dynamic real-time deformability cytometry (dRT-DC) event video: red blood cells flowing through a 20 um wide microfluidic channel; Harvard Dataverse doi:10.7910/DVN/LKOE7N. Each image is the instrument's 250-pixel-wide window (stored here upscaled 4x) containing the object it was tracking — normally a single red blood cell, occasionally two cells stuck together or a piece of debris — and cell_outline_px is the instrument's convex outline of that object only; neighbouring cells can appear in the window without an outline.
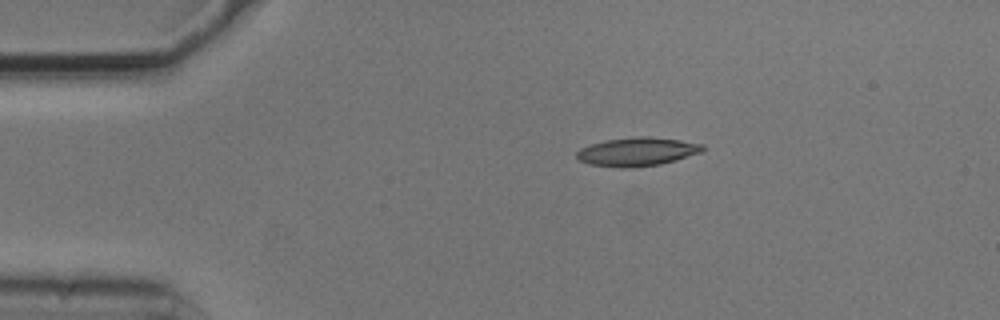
{"species": "common noctule bat (a hibernating species)", "species_latin": "Nyctalus noctula", "temperature_condition": "cold", "stored_images_in_passage": 6, "camera_frame_rate_fps": 3000, "um_per_image_px": 0.085, "animal": {"sex": "male", "body_mass_g": 20.5, "forearm_length_mm": 52.5}, "frame": {"image": 1, "passage_image": 2, "time_ms": 0.333, "image_size_px": [1000, 320], "cell_outline_px": [[704, 152], [676, 160], [660, 164], [632, 168], [620, 168], [592, 164], [576, 160], [576, 152], [580, 148], [604, 140], [632, 136], [648, 136], [680, 140], [704, 144]], "centroid_in_image_um": [54.17, 12.89], "position_along_channel_um": 30.8, "area_um2": 21.27}}
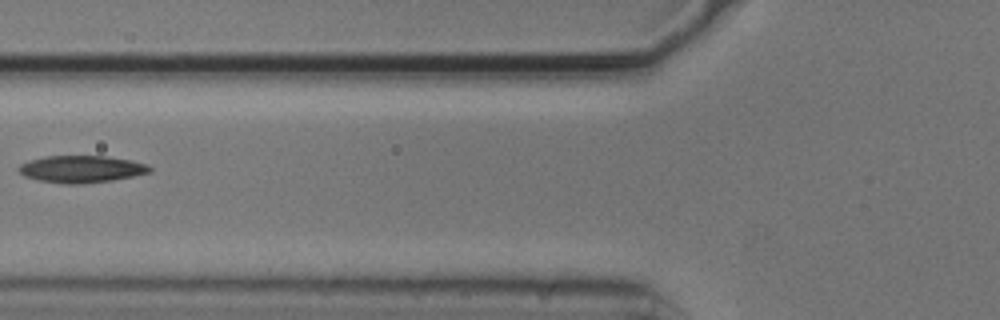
{"frame": {"image": 2, "passage_image": 5, "time_ms": 1.333, "image_size_px": [1000, 320], "cell_outline_px": [[152, 172], [112, 180], [84, 184], [64, 184], [36, 180], [24, 176], [16, 168], [20, 164], [44, 156], [108, 156], [148, 164], [152, 168]], "centroid_in_image_um": [6.91, 14.38], "position_along_channel_um": 118.9, "area_um2": 20.75}}
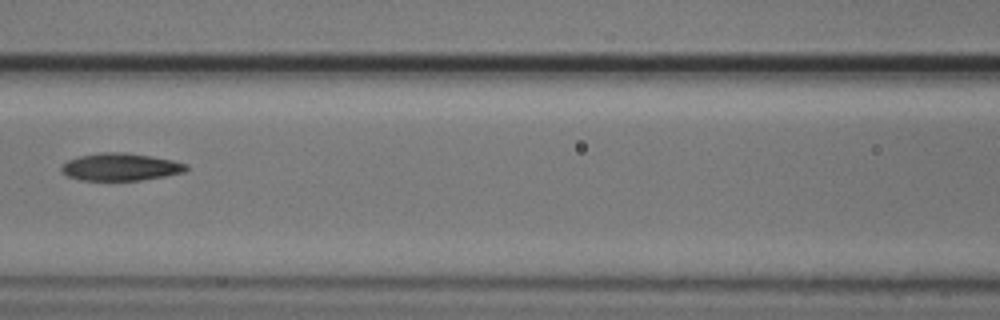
{"frame": {"image": 3, "passage_image": 6, "time_ms": 1.667, "image_size_px": [1000, 320], "cell_outline_px": [[188, 168], [184, 172], [164, 176], [140, 180], [80, 180], [68, 176], [60, 168], [68, 160], [80, 156], [100, 152], [124, 152], [172, 160], [188, 164]], "centroid_in_image_um": [10.25, 14.19], "position_along_channel_um": 156.3, "area_um2": 19.71}}